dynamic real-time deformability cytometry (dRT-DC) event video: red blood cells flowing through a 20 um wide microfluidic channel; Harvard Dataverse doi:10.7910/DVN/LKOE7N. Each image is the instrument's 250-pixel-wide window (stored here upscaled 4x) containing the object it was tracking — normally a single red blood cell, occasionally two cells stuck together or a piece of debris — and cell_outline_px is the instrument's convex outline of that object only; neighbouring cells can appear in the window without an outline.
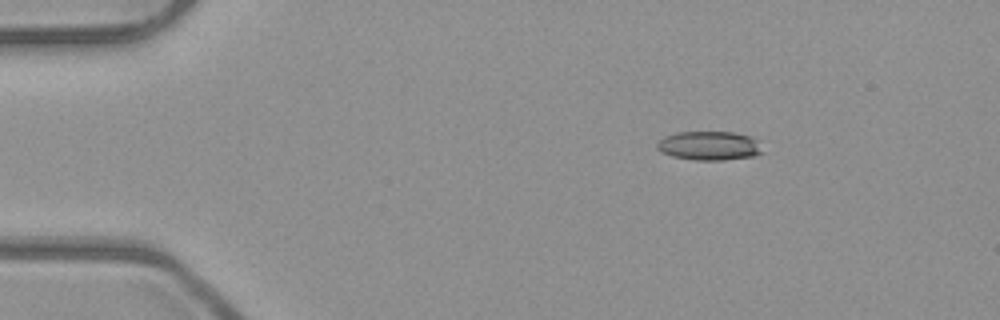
{"species": "common noctule bat (a hibernating species)", "species_latin": "Nyctalus noctula", "temperature_condition": "room temperature", "stored_images_in_passage": 5, "camera_frame_rate_fps": 3000, "um_per_image_px": 0.085, "animal": {"sex": "male", "body_mass_g": 23.1, "forearm_length_mm": 52.7}, "frame": {"image": 1, "passage_image": 2, "time_ms": 0.333, "image_size_px": [1000, 320], "cell_outline_px": [[764, 152], [752, 156], [724, 160], [696, 160], [672, 156], [660, 152], [656, 148], [656, 144], [664, 136], [676, 132], [732, 132], [752, 136], [756, 140]], "centroid_in_image_um": [60.26, 12.38], "position_along_channel_um": 24.7, "area_um2": 17.86}}